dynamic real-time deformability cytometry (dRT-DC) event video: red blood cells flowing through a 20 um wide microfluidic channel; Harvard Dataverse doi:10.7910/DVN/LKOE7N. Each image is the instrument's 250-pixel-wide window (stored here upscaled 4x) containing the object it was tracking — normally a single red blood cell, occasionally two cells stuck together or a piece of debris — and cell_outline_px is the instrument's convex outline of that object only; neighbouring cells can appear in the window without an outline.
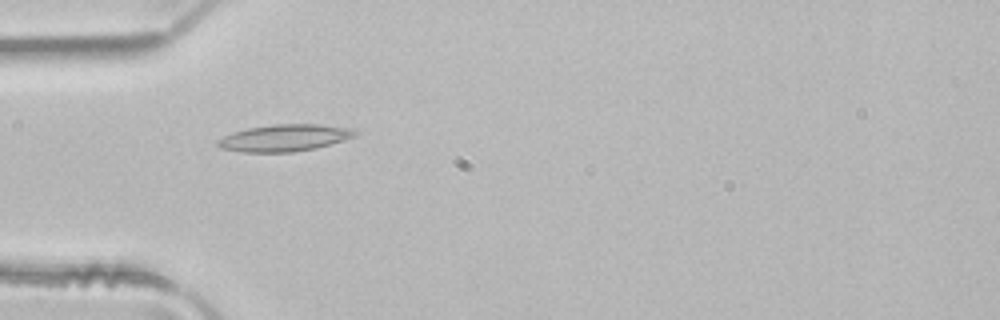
{"species": "common noctule bat (a hibernating species)", "species_latin": "Nyctalus noctula", "temperature_condition": "room temperature", "stored_images_in_passage": 5, "camera_frame_rate_fps": 3000, "um_per_image_px": 0.085, "animal": {"sex": "male", "body_mass_g": 21.5, "forearm_length_mm": 52.0}, "frame": {"image": 1, "passage_image": 4, "time_ms": 1.0, "image_size_px": [1000, 320], "cell_outline_px": [[360, 132], [356, 136], [344, 140], [316, 148], [292, 152], [244, 152], [220, 148], [216, 144], [216, 140], [232, 132], [248, 128], [272, 124], [320, 124], [356, 128]], "centroid_in_image_um": [24.23, 11.71], "position_along_channel_um": 60.8, "area_um2": 21.79}}
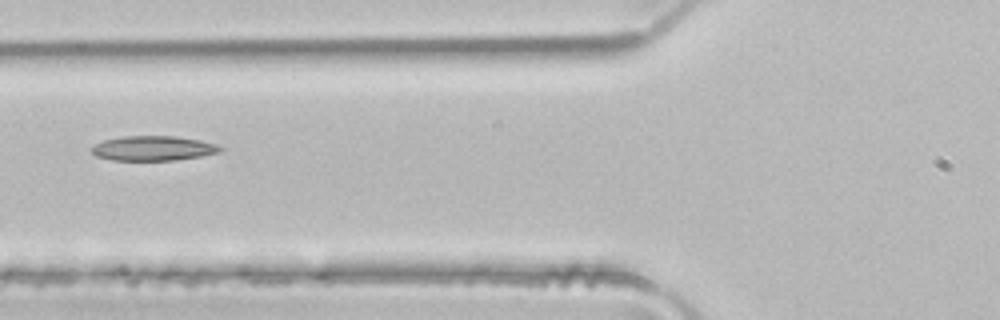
{"frame": {"image": 2, "passage_image": 5, "time_ms": 1.333, "image_size_px": [1000, 320], "cell_outline_px": [[224, 148], [220, 152], [200, 156], [176, 160], [112, 160], [96, 156], [92, 152], [92, 148], [96, 144], [104, 140], [124, 136], [176, 136], [200, 140], [216, 144]], "centroid_in_image_um": [13.05, 12.6], "position_along_channel_um": 112.8, "area_um2": 18.44}}